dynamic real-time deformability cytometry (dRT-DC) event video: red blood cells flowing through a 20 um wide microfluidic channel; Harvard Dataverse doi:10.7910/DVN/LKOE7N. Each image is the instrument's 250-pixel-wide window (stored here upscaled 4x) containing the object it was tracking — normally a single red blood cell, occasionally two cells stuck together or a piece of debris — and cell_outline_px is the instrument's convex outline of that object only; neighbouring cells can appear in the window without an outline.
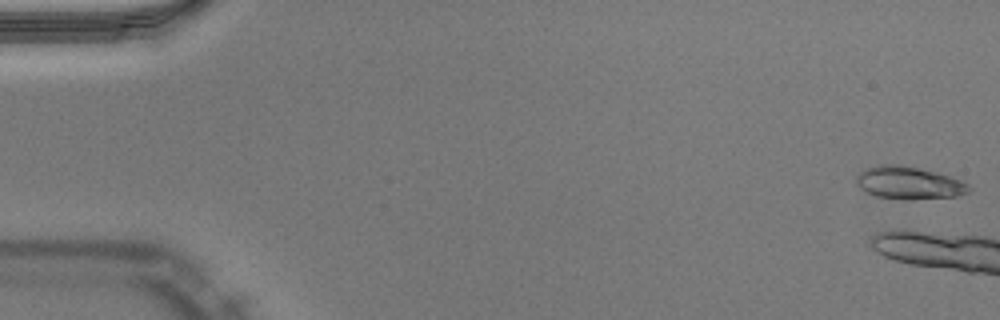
{"species": "Egyptian fruit bat (a non-hibernating species)", "species_latin": "Rousettus aegyptiacus", "temperature_condition": "warm", "stored_images_in_passage": 8, "camera_frame_rate_fps": 3000, "um_per_image_px": 0.085, "animal": {"sex": "male"}, "frame": {"image": 1, "passage_image": 1, "time_ms": 0.0, "image_size_px": [1000, 320], "cell_outline_px": [[972, 188], [968, 192], [960, 196], [876, 196], [864, 192], [856, 184], [856, 176], [860, 172], [868, 168], [884, 164], [888, 164], [916, 168], [936, 172], [960, 180], [968, 184]], "centroid_in_image_um": [77.23, 15.5], "position_along_channel_um": 7.8, "area_um2": 20.0}}